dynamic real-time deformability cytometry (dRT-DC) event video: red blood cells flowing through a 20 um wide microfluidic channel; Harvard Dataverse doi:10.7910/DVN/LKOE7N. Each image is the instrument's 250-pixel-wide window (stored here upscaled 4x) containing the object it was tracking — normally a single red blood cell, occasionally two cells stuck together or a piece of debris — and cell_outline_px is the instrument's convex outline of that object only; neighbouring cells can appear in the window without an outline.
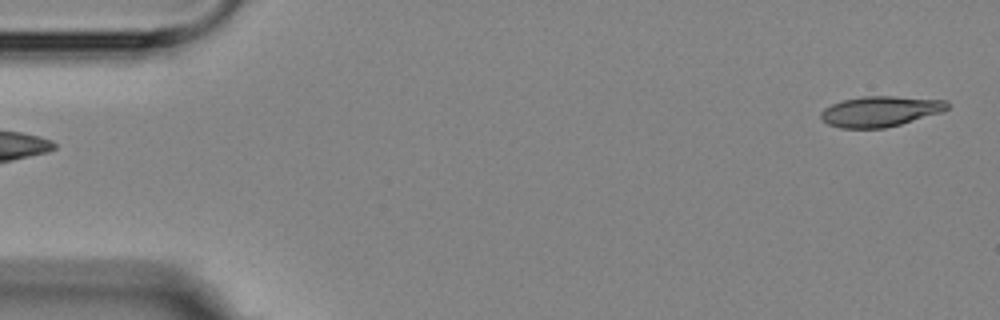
{"species": "Egyptian fruit bat (a non-hibernating species)", "species_latin": "Rousettus aegyptiacus", "temperature_condition": "room temperature", "stored_images_in_passage": 3, "segment_of_instrument_passage": [2, 2], "camera_frame_rate_fps": 3000, "um_per_image_px": 0.085, "animal": {"sex": "female"}, "frame": {"image": 1, "passage_image": 3, "time_ms": 3.333, "image_size_px": [1000, 320], "cell_outline_px": [[948, 108], [940, 112], [900, 124], [884, 128], [840, 128], [828, 124], [820, 120], [820, 112], [824, 108], [832, 104], [844, 100], [860, 96], [892, 96], [948, 100]], "centroid_in_image_um": [74.77, 9.46], "position_along_channel_um": 10.2, "area_um2": 22.37}}